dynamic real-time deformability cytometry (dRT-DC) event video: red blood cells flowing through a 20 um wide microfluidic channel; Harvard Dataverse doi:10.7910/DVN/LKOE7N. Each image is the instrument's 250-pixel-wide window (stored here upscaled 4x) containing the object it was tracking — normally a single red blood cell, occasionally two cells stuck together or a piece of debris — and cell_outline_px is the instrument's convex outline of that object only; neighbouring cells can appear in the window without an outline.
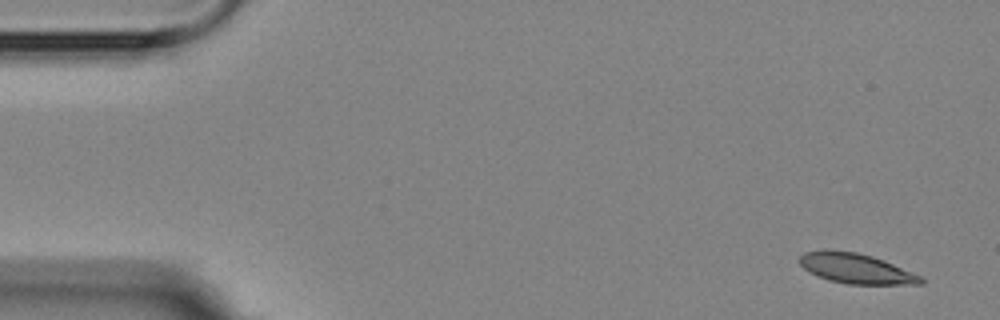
{"species": "Egyptian fruit bat (a non-hibernating species)", "species_latin": "Rousettus aegyptiacus", "temperature_condition": "room temperature", "stored_images_in_passage": 4, "camera_frame_rate_fps": 3000, "um_per_image_px": 0.085, "animal": {"sex": "female"}, "frame": {"image": 1, "passage_image": 1, "time_ms": 0.0, "image_size_px": [1000, 320], "cell_outline_px": [[924, 284], [848, 284], [828, 280], [816, 276], [808, 272], [800, 264], [800, 256], [804, 252], [824, 248], [856, 252], [872, 256], [884, 260], [920, 276], [924, 280]], "centroid_in_image_um": [72.7, 22.8], "position_along_channel_um": 12.3, "area_um2": 21.39}}
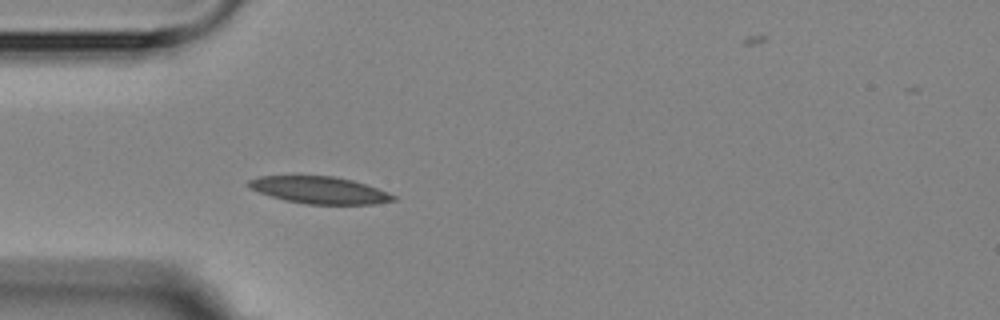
{"frame": {"image": 2, "passage_image": 4, "time_ms": 4.333, "image_size_px": [1000, 320], "cell_outline_px": [[396, 200], [372, 204], [308, 204], [284, 200], [248, 188], [244, 184], [248, 180], [260, 176], [332, 176], [352, 180], [388, 192], [396, 196]], "centroid_in_image_um": [27.11, 16.16], "position_along_channel_um": 57.9, "area_um2": 22.66}}